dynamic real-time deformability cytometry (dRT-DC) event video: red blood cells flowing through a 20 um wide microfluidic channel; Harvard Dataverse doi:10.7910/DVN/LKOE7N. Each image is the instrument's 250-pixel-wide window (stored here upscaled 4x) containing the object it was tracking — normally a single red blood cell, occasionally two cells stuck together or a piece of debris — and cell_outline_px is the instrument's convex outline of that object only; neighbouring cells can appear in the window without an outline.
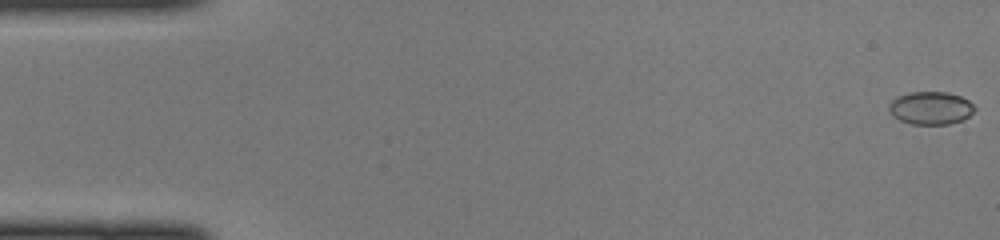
{"species": "common noctule bat (a hibernating species)", "species_latin": "Nyctalus noctula", "temperature_condition": "cold", "stored_images_in_passage": 47, "camera_frame_rate_fps": 3000, "um_per_image_px": 0.085, "animal": {"sex": "female", "body_mass_g": 22.0, "forearm_length_mm": 56.7}, "frame": {"image": 1, "passage_image": 1, "time_ms": 0.0, "image_size_px": [1000, 240], "cell_outline_px": [[976, 108], [964, 120], [948, 124], [912, 124], [900, 120], [888, 108], [888, 104], [896, 96], [908, 92], [948, 92], [960, 96], [968, 100]], "centroid_in_image_um": [79.11, 9.17], "position_along_channel_um": 5.9, "area_um2": 16.36}}
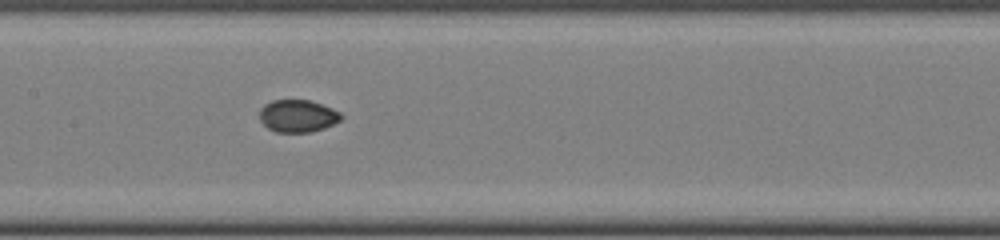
{"frame": {"image": 2, "passage_image": 23, "time_ms": 7.333, "image_size_px": [1000, 240], "cell_outline_px": [[344, 116], [340, 120], [324, 128], [312, 132], [276, 132], [268, 128], [260, 120], [260, 108], [264, 104], [272, 100], [308, 100], [332, 108], [340, 112]], "centroid_in_image_um": [25.3, 9.85], "position_along_channel_um": 182.1, "area_um2": 15.37}}
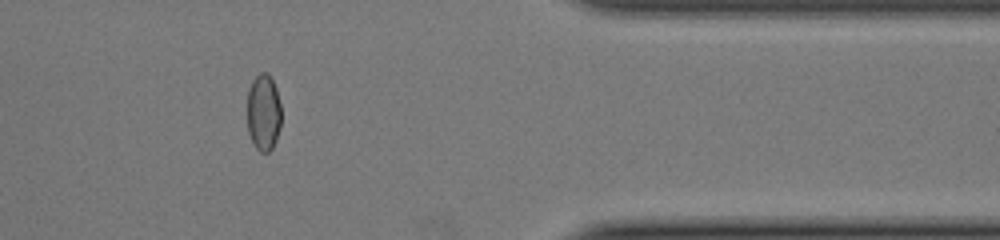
{"frame": {"image": 3, "passage_image": 39, "time_ms": 12.667, "image_size_px": [1000, 240], "cell_outline_px": [[280, 128], [276, 140], [272, 148], [268, 152], [260, 152], [256, 148], [248, 132], [248, 88], [252, 80], [260, 72], [268, 72], [276, 88], [280, 104]], "centroid_in_image_um": [22.4, 9.54], "position_along_channel_um": 389.0, "area_um2": 15.2}}